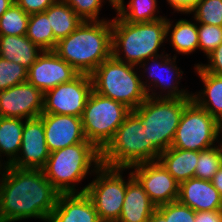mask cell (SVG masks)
<instances>
[{"label":"cell","mask_w":222,"mask_h":222,"mask_svg":"<svg viewBox=\"0 0 222 222\" xmlns=\"http://www.w3.org/2000/svg\"><path fill=\"white\" fill-rule=\"evenodd\" d=\"M60 194L43 170L9 165L0 177V221L34 218L48 222Z\"/></svg>","instance_id":"6da1fadb"},{"label":"cell","mask_w":222,"mask_h":222,"mask_svg":"<svg viewBox=\"0 0 222 222\" xmlns=\"http://www.w3.org/2000/svg\"><path fill=\"white\" fill-rule=\"evenodd\" d=\"M53 51L79 74L91 75L112 56V19L83 21Z\"/></svg>","instance_id":"7a4b0ae2"},{"label":"cell","mask_w":222,"mask_h":222,"mask_svg":"<svg viewBox=\"0 0 222 222\" xmlns=\"http://www.w3.org/2000/svg\"><path fill=\"white\" fill-rule=\"evenodd\" d=\"M167 15L162 19L143 23H130L117 15L112 19V56L130 65L166 53L159 54L167 42ZM123 55V56H122Z\"/></svg>","instance_id":"3957f363"},{"label":"cell","mask_w":222,"mask_h":222,"mask_svg":"<svg viewBox=\"0 0 222 222\" xmlns=\"http://www.w3.org/2000/svg\"><path fill=\"white\" fill-rule=\"evenodd\" d=\"M100 166L101 152L85 140L51 152L42 170L61 194L85 193L88 184L80 189L78 185L88 175L93 176Z\"/></svg>","instance_id":"277c9868"},{"label":"cell","mask_w":222,"mask_h":222,"mask_svg":"<svg viewBox=\"0 0 222 222\" xmlns=\"http://www.w3.org/2000/svg\"><path fill=\"white\" fill-rule=\"evenodd\" d=\"M160 152L147 143L141 118L132 110L116 130L114 137L101 151V165L130 168L133 165L158 161Z\"/></svg>","instance_id":"5b68a950"},{"label":"cell","mask_w":222,"mask_h":222,"mask_svg":"<svg viewBox=\"0 0 222 222\" xmlns=\"http://www.w3.org/2000/svg\"><path fill=\"white\" fill-rule=\"evenodd\" d=\"M138 70L137 66L111 56L91 74L93 90L135 110L148 97Z\"/></svg>","instance_id":"8992f818"},{"label":"cell","mask_w":222,"mask_h":222,"mask_svg":"<svg viewBox=\"0 0 222 222\" xmlns=\"http://www.w3.org/2000/svg\"><path fill=\"white\" fill-rule=\"evenodd\" d=\"M191 100L192 97L184 99L147 97L133 110L142 120L147 143H152L160 153L169 149L185 106Z\"/></svg>","instance_id":"52a82bcc"},{"label":"cell","mask_w":222,"mask_h":222,"mask_svg":"<svg viewBox=\"0 0 222 222\" xmlns=\"http://www.w3.org/2000/svg\"><path fill=\"white\" fill-rule=\"evenodd\" d=\"M131 111L126 105L92 90L81 117L86 140L101 152Z\"/></svg>","instance_id":"ba28073f"},{"label":"cell","mask_w":222,"mask_h":222,"mask_svg":"<svg viewBox=\"0 0 222 222\" xmlns=\"http://www.w3.org/2000/svg\"><path fill=\"white\" fill-rule=\"evenodd\" d=\"M220 127L213 116L191 100L181 115L171 147L198 152L214 147L221 142Z\"/></svg>","instance_id":"9c48e42d"},{"label":"cell","mask_w":222,"mask_h":222,"mask_svg":"<svg viewBox=\"0 0 222 222\" xmlns=\"http://www.w3.org/2000/svg\"><path fill=\"white\" fill-rule=\"evenodd\" d=\"M128 168H110L101 165L88 183L86 195L91 199L101 222H117L124 203ZM96 175V176H95Z\"/></svg>","instance_id":"30bf717a"},{"label":"cell","mask_w":222,"mask_h":222,"mask_svg":"<svg viewBox=\"0 0 222 222\" xmlns=\"http://www.w3.org/2000/svg\"><path fill=\"white\" fill-rule=\"evenodd\" d=\"M170 55L171 54L166 52L151 57L137 66L138 69L142 71V73H140L141 82L146 90L147 96L150 98L184 99L192 97V91L189 92L187 88H180V80L183 79L182 76L184 72L176 64L178 63L176 62L177 56L174 54L171 57ZM157 89H159V92H156Z\"/></svg>","instance_id":"8fae6325"},{"label":"cell","mask_w":222,"mask_h":222,"mask_svg":"<svg viewBox=\"0 0 222 222\" xmlns=\"http://www.w3.org/2000/svg\"><path fill=\"white\" fill-rule=\"evenodd\" d=\"M93 90L91 75L79 74L44 93L43 112L82 117L87 99Z\"/></svg>","instance_id":"7c38bea8"},{"label":"cell","mask_w":222,"mask_h":222,"mask_svg":"<svg viewBox=\"0 0 222 222\" xmlns=\"http://www.w3.org/2000/svg\"><path fill=\"white\" fill-rule=\"evenodd\" d=\"M129 170L156 207L178 200L180 183L159 161L139 163Z\"/></svg>","instance_id":"4fadbf2b"},{"label":"cell","mask_w":222,"mask_h":222,"mask_svg":"<svg viewBox=\"0 0 222 222\" xmlns=\"http://www.w3.org/2000/svg\"><path fill=\"white\" fill-rule=\"evenodd\" d=\"M44 93L29 83L0 90V117L32 119L43 112Z\"/></svg>","instance_id":"5bb4252c"},{"label":"cell","mask_w":222,"mask_h":222,"mask_svg":"<svg viewBox=\"0 0 222 222\" xmlns=\"http://www.w3.org/2000/svg\"><path fill=\"white\" fill-rule=\"evenodd\" d=\"M79 73L54 51H43L28 69L27 81L42 93L72 81Z\"/></svg>","instance_id":"9a60e30c"},{"label":"cell","mask_w":222,"mask_h":222,"mask_svg":"<svg viewBox=\"0 0 222 222\" xmlns=\"http://www.w3.org/2000/svg\"><path fill=\"white\" fill-rule=\"evenodd\" d=\"M49 155L43 120L40 117L26 119L19 154L10 165L21 169L42 170L47 163Z\"/></svg>","instance_id":"2e32d148"},{"label":"cell","mask_w":222,"mask_h":222,"mask_svg":"<svg viewBox=\"0 0 222 222\" xmlns=\"http://www.w3.org/2000/svg\"><path fill=\"white\" fill-rule=\"evenodd\" d=\"M46 145L49 152L63 149L86 140L82 118L72 115L42 113Z\"/></svg>","instance_id":"e0dca14e"},{"label":"cell","mask_w":222,"mask_h":222,"mask_svg":"<svg viewBox=\"0 0 222 222\" xmlns=\"http://www.w3.org/2000/svg\"><path fill=\"white\" fill-rule=\"evenodd\" d=\"M178 201L195 212L222 211V197L208 180L190 178L181 182Z\"/></svg>","instance_id":"ac0fdd59"},{"label":"cell","mask_w":222,"mask_h":222,"mask_svg":"<svg viewBox=\"0 0 222 222\" xmlns=\"http://www.w3.org/2000/svg\"><path fill=\"white\" fill-rule=\"evenodd\" d=\"M48 222H101L86 193L60 194Z\"/></svg>","instance_id":"d6986e66"},{"label":"cell","mask_w":222,"mask_h":222,"mask_svg":"<svg viewBox=\"0 0 222 222\" xmlns=\"http://www.w3.org/2000/svg\"><path fill=\"white\" fill-rule=\"evenodd\" d=\"M156 209V205L130 170L126 180L124 203L117 222H148Z\"/></svg>","instance_id":"ffe728a7"},{"label":"cell","mask_w":222,"mask_h":222,"mask_svg":"<svg viewBox=\"0 0 222 222\" xmlns=\"http://www.w3.org/2000/svg\"><path fill=\"white\" fill-rule=\"evenodd\" d=\"M194 72L203 83V89L192 93L194 100L220 124L222 123V76L204 71L199 65Z\"/></svg>","instance_id":"44dd1931"},{"label":"cell","mask_w":222,"mask_h":222,"mask_svg":"<svg viewBox=\"0 0 222 222\" xmlns=\"http://www.w3.org/2000/svg\"><path fill=\"white\" fill-rule=\"evenodd\" d=\"M42 52L43 50L26 35H0V57L19 63L27 69L30 68Z\"/></svg>","instance_id":"7402d4cb"},{"label":"cell","mask_w":222,"mask_h":222,"mask_svg":"<svg viewBox=\"0 0 222 222\" xmlns=\"http://www.w3.org/2000/svg\"><path fill=\"white\" fill-rule=\"evenodd\" d=\"M194 21V22H193ZM172 19L167 18V42L169 40L174 53L190 55L199 50L198 29L195 19H179L173 24ZM169 36V37H168ZM176 51V52H175Z\"/></svg>","instance_id":"603a6c76"},{"label":"cell","mask_w":222,"mask_h":222,"mask_svg":"<svg viewBox=\"0 0 222 222\" xmlns=\"http://www.w3.org/2000/svg\"><path fill=\"white\" fill-rule=\"evenodd\" d=\"M197 160L198 151L173 147L160 153L158 159L178 183L194 178Z\"/></svg>","instance_id":"cb8c5ba5"},{"label":"cell","mask_w":222,"mask_h":222,"mask_svg":"<svg viewBox=\"0 0 222 222\" xmlns=\"http://www.w3.org/2000/svg\"><path fill=\"white\" fill-rule=\"evenodd\" d=\"M44 13L49 18V24L57 42L67 37L83 22L64 0H57Z\"/></svg>","instance_id":"d4e9b609"},{"label":"cell","mask_w":222,"mask_h":222,"mask_svg":"<svg viewBox=\"0 0 222 222\" xmlns=\"http://www.w3.org/2000/svg\"><path fill=\"white\" fill-rule=\"evenodd\" d=\"M124 3V0H115L114 11L120 19L126 22L143 23L166 17L159 13L158 0H130L127 5Z\"/></svg>","instance_id":"484cf974"},{"label":"cell","mask_w":222,"mask_h":222,"mask_svg":"<svg viewBox=\"0 0 222 222\" xmlns=\"http://www.w3.org/2000/svg\"><path fill=\"white\" fill-rule=\"evenodd\" d=\"M24 122L25 119L0 117V156L6 158L8 165L19 154Z\"/></svg>","instance_id":"4316f807"},{"label":"cell","mask_w":222,"mask_h":222,"mask_svg":"<svg viewBox=\"0 0 222 222\" xmlns=\"http://www.w3.org/2000/svg\"><path fill=\"white\" fill-rule=\"evenodd\" d=\"M26 36L43 51H53L57 45L49 18L44 12L29 16Z\"/></svg>","instance_id":"83f0119b"},{"label":"cell","mask_w":222,"mask_h":222,"mask_svg":"<svg viewBox=\"0 0 222 222\" xmlns=\"http://www.w3.org/2000/svg\"><path fill=\"white\" fill-rule=\"evenodd\" d=\"M29 16L14 2L0 17V35H26Z\"/></svg>","instance_id":"f1b7e54d"},{"label":"cell","mask_w":222,"mask_h":222,"mask_svg":"<svg viewBox=\"0 0 222 222\" xmlns=\"http://www.w3.org/2000/svg\"><path fill=\"white\" fill-rule=\"evenodd\" d=\"M222 166V144L198 152L194 178L211 181Z\"/></svg>","instance_id":"f546056e"},{"label":"cell","mask_w":222,"mask_h":222,"mask_svg":"<svg viewBox=\"0 0 222 222\" xmlns=\"http://www.w3.org/2000/svg\"><path fill=\"white\" fill-rule=\"evenodd\" d=\"M197 23L222 27V0H199L187 13Z\"/></svg>","instance_id":"4dcf8cb0"},{"label":"cell","mask_w":222,"mask_h":222,"mask_svg":"<svg viewBox=\"0 0 222 222\" xmlns=\"http://www.w3.org/2000/svg\"><path fill=\"white\" fill-rule=\"evenodd\" d=\"M83 21H101L100 11L107 2L115 10V0H64Z\"/></svg>","instance_id":"1f68e13d"},{"label":"cell","mask_w":222,"mask_h":222,"mask_svg":"<svg viewBox=\"0 0 222 222\" xmlns=\"http://www.w3.org/2000/svg\"><path fill=\"white\" fill-rule=\"evenodd\" d=\"M28 79V69L0 57V90H6Z\"/></svg>","instance_id":"d6a6232c"},{"label":"cell","mask_w":222,"mask_h":222,"mask_svg":"<svg viewBox=\"0 0 222 222\" xmlns=\"http://www.w3.org/2000/svg\"><path fill=\"white\" fill-rule=\"evenodd\" d=\"M199 51L207 57L222 43V27L197 23Z\"/></svg>","instance_id":"836d02e7"},{"label":"cell","mask_w":222,"mask_h":222,"mask_svg":"<svg viewBox=\"0 0 222 222\" xmlns=\"http://www.w3.org/2000/svg\"><path fill=\"white\" fill-rule=\"evenodd\" d=\"M156 210L169 222H195L196 212L178 200L158 206Z\"/></svg>","instance_id":"e575fe53"},{"label":"cell","mask_w":222,"mask_h":222,"mask_svg":"<svg viewBox=\"0 0 222 222\" xmlns=\"http://www.w3.org/2000/svg\"><path fill=\"white\" fill-rule=\"evenodd\" d=\"M206 64L197 63L194 66H200L204 71L222 76V43L215 48L208 56Z\"/></svg>","instance_id":"d590c367"},{"label":"cell","mask_w":222,"mask_h":222,"mask_svg":"<svg viewBox=\"0 0 222 222\" xmlns=\"http://www.w3.org/2000/svg\"><path fill=\"white\" fill-rule=\"evenodd\" d=\"M57 0H15L28 15L44 12L48 7L53 5Z\"/></svg>","instance_id":"8d00e7d4"},{"label":"cell","mask_w":222,"mask_h":222,"mask_svg":"<svg viewBox=\"0 0 222 222\" xmlns=\"http://www.w3.org/2000/svg\"><path fill=\"white\" fill-rule=\"evenodd\" d=\"M199 0H166L174 13H187Z\"/></svg>","instance_id":"74e56055"},{"label":"cell","mask_w":222,"mask_h":222,"mask_svg":"<svg viewBox=\"0 0 222 222\" xmlns=\"http://www.w3.org/2000/svg\"><path fill=\"white\" fill-rule=\"evenodd\" d=\"M195 222H222V211L196 212Z\"/></svg>","instance_id":"f35d334b"},{"label":"cell","mask_w":222,"mask_h":222,"mask_svg":"<svg viewBox=\"0 0 222 222\" xmlns=\"http://www.w3.org/2000/svg\"><path fill=\"white\" fill-rule=\"evenodd\" d=\"M211 182H212L213 186L219 191V194L222 197V166L213 175Z\"/></svg>","instance_id":"ab89813d"},{"label":"cell","mask_w":222,"mask_h":222,"mask_svg":"<svg viewBox=\"0 0 222 222\" xmlns=\"http://www.w3.org/2000/svg\"><path fill=\"white\" fill-rule=\"evenodd\" d=\"M148 222H169V219H165L157 210H155Z\"/></svg>","instance_id":"60d3db41"},{"label":"cell","mask_w":222,"mask_h":222,"mask_svg":"<svg viewBox=\"0 0 222 222\" xmlns=\"http://www.w3.org/2000/svg\"><path fill=\"white\" fill-rule=\"evenodd\" d=\"M15 2V0H0V17Z\"/></svg>","instance_id":"b9f144b4"},{"label":"cell","mask_w":222,"mask_h":222,"mask_svg":"<svg viewBox=\"0 0 222 222\" xmlns=\"http://www.w3.org/2000/svg\"><path fill=\"white\" fill-rule=\"evenodd\" d=\"M8 166L9 165L6 163V161L2 160V157L0 156V177L7 170Z\"/></svg>","instance_id":"7bdbcfd3"},{"label":"cell","mask_w":222,"mask_h":222,"mask_svg":"<svg viewBox=\"0 0 222 222\" xmlns=\"http://www.w3.org/2000/svg\"><path fill=\"white\" fill-rule=\"evenodd\" d=\"M220 134H221V137H222V123H221V127H220ZM221 144H222V141H221Z\"/></svg>","instance_id":"ee69618b"}]
</instances>
